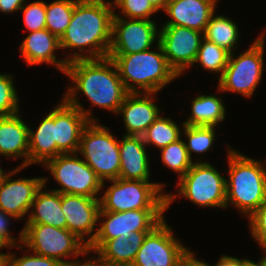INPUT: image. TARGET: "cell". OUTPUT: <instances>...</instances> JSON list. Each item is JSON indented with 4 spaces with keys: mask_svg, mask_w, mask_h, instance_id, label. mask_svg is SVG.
Instances as JSON below:
<instances>
[{
    "mask_svg": "<svg viewBox=\"0 0 266 266\" xmlns=\"http://www.w3.org/2000/svg\"><path fill=\"white\" fill-rule=\"evenodd\" d=\"M75 85L68 87L64 99L80 110L89 121H98L90 110L84 109L77 99L83 93L91 102L117 114L126 95L129 93L119 77L115 63L110 57L100 59H80L68 62L64 73Z\"/></svg>",
    "mask_w": 266,
    "mask_h": 266,
    "instance_id": "cell-1",
    "label": "cell"
},
{
    "mask_svg": "<svg viewBox=\"0 0 266 266\" xmlns=\"http://www.w3.org/2000/svg\"><path fill=\"white\" fill-rule=\"evenodd\" d=\"M114 8L111 1L76 0L70 23L60 38L61 49H78L68 62L108 57ZM85 53V54H84Z\"/></svg>",
    "mask_w": 266,
    "mask_h": 266,
    "instance_id": "cell-2",
    "label": "cell"
},
{
    "mask_svg": "<svg viewBox=\"0 0 266 266\" xmlns=\"http://www.w3.org/2000/svg\"><path fill=\"white\" fill-rule=\"evenodd\" d=\"M227 148L225 208L232 204L249 218L266 201V163Z\"/></svg>",
    "mask_w": 266,
    "mask_h": 266,
    "instance_id": "cell-3",
    "label": "cell"
},
{
    "mask_svg": "<svg viewBox=\"0 0 266 266\" xmlns=\"http://www.w3.org/2000/svg\"><path fill=\"white\" fill-rule=\"evenodd\" d=\"M157 50L158 52L148 49L131 54H108L129 93H157L179 77L169 66L158 42Z\"/></svg>",
    "mask_w": 266,
    "mask_h": 266,
    "instance_id": "cell-4",
    "label": "cell"
},
{
    "mask_svg": "<svg viewBox=\"0 0 266 266\" xmlns=\"http://www.w3.org/2000/svg\"><path fill=\"white\" fill-rule=\"evenodd\" d=\"M100 198V211L125 212L140 209H167L176 194L163 193V183L114 179Z\"/></svg>",
    "mask_w": 266,
    "mask_h": 266,
    "instance_id": "cell-5",
    "label": "cell"
},
{
    "mask_svg": "<svg viewBox=\"0 0 266 266\" xmlns=\"http://www.w3.org/2000/svg\"><path fill=\"white\" fill-rule=\"evenodd\" d=\"M18 249L28 247L29 251L40 256L53 258L64 266H79L89 259L82 261L63 260L64 258L88 255V246L67 228H56L47 224H25L19 234Z\"/></svg>",
    "mask_w": 266,
    "mask_h": 266,
    "instance_id": "cell-6",
    "label": "cell"
},
{
    "mask_svg": "<svg viewBox=\"0 0 266 266\" xmlns=\"http://www.w3.org/2000/svg\"><path fill=\"white\" fill-rule=\"evenodd\" d=\"M105 185L106 180L119 178V140L109 129L90 121L82 131L78 152Z\"/></svg>",
    "mask_w": 266,
    "mask_h": 266,
    "instance_id": "cell-7",
    "label": "cell"
},
{
    "mask_svg": "<svg viewBox=\"0 0 266 266\" xmlns=\"http://www.w3.org/2000/svg\"><path fill=\"white\" fill-rule=\"evenodd\" d=\"M263 32L244 53L235 57L230 54L228 64L219 79L218 91H230L251 97L263 75L264 43Z\"/></svg>",
    "mask_w": 266,
    "mask_h": 266,
    "instance_id": "cell-8",
    "label": "cell"
},
{
    "mask_svg": "<svg viewBox=\"0 0 266 266\" xmlns=\"http://www.w3.org/2000/svg\"><path fill=\"white\" fill-rule=\"evenodd\" d=\"M43 166L50 170L54 180L61 186L60 189H52L60 194L99 198L97 195L104 187L102 180L81 157L79 158L78 153L60 154Z\"/></svg>",
    "mask_w": 266,
    "mask_h": 266,
    "instance_id": "cell-9",
    "label": "cell"
},
{
    "mask_svg": "<svg viewBox=\"0 0 266 266\" xmlns=\"http://www.w3.org/2000/svg\"><path fill=\"white\" fill-rule=\"evenodd\" d=\"M178 196L201 207L226 206V178L209 162H194L177 182Z\"/></svg>",
    "mask_w": 266,
    "mask_h": 266,
    "instance_id": "cell-10",
    "label": "cell"
},
{
    "mask_svg": "<svg viewBox=\"0 0 266 266\" xmlns=\"http://www.w3.org/2000/svg\"><path fill=\"white\" fill-rule=\"evenodd\" d=\"M167 209H140L125 212L99 211L98 221L101 225L93 242L88 246V253H95L107 240L123 235L129 237L136 231H151L165 217ZM101 218V219H100Z\"/></svg>",
    "mask_w": 266,
    "mask_h": 266,
    "instance_id": "cell-11",
    "label": "cell"
},
{
    "mask_svg": "<svg viewBox=\"0 0 266 266\" xmlns=\"http://www.w3.org/2000/svg\"><path fill=\"white\" fill-rule=\"evenodd\" d=\"M165 222L164 218L147 233L131 266H177L191 251Z\"/></svg>",
    "mask_w": 266,
    "mask_h": 266,
    "instance_id": "cell-12",
    "label": "cell"
},
{
    "mask_svg": "<svg viewBox=\"0 0 266 266\" xmlns=\"http://www.w3.org/2000/svg\"><path fill=\"white\" fill-rule=\"evenodd\" d=\"M159 41L169 66L181 76L195 64L203 33L184 26H161Z\"/></svg>",
    "mask_w": 266,
    "mask_h": 266,
    "instance_id": "cell-13",
    "label": "cell"
},
{
    "mask_svg": "<svg viewBox=\"0 0 266 266\" xmlns=\"http://www.w3.org/2000/svg\"><path fill=\"white\" fill-rule=\"evenodd\" d=\"M116 14L112 21V39L108 54H131L148 50L159 41V29L153 20L126 19Z\"/></svg>",
    "mask_w": 266,
    "mask_h": 266,
    "instance_id": "cell-14",
    "label": "cell"
},
{
    "mask_svg": "<svg viewBox=\"0 0 266 266\" xmlns=\"http://www.w3.org/2000/svg\"><path fill=\"white\" fill-rule=\"evenodd\" d=\"M61 206L66 219V228L89 246L97 234L94 228L98 224L100 198L61 194Z\"/></svg>",
    "mask_w": 266,
    "mask_h": 266,
    "instance_id": "cell-15",
    "label": "cell"
},
{
    "mask_svg": "<svg viewBox=\"0 0 266 266\" xmlns=\"http://www.w3.org/2000/svg\"><path fill=\"white\" fill-rule=\"evenodd\" d=\"M22 169L17 166L8 172L0 185V210L18 220L29 214L36 193L44 185V177L11 179Z\"/></svg>",
    "mask_w": 266,
    "mask_h": 266,
    "instance_id": "cell-16",
    "label": "cell"
},
{
    "mask_svg": "<svg viewBox=\"0 0 266 266\" xmlns=\"http://www.w3.org/2000/svg\"><path fill=\"white\" fill-rule=\"evenodd\" d=\"M90 121L64 98L55 107L56 156L78 152L81 134Z\"/></svg>",
    "mask_w": 266,
    "mask_h": 266,
    "instance_id": "cell-17",
    "label": "cell"
},
{
    "mask_svg": "<svg viewBox=\"0 0 266 266\" xmlns=\"http://www.w3.org/2000/svg\"><path fill=\"white\" fill-rule=\"evenodd\" d=\"M156 93H128L117 114H122L125 135L142 136L160 116L161 110L154 103Z\"/></svg>",
    "mask_w": 266,
    "mask_h": 266,
    "instance_id": "cell-18",
    "label": "cell"
},
{
    "mask_svg": "<svg viewBox=\"0 0 266 266\" xmlns=\"http://www.w3.org/2000/svg\"><path fill=\"white\" fill-rule=\"evenodd\" d=\"M218 0H170L164 12L170 17L162 26H184L204 33Z\"/></svg>",
    "mask_w": 266,
    "mask_h": 266,
    "instance_id": "cell-19",
    "label": "cell"
},
{
    "mask_svg": "<svg viewBox=\"0 0 266 266\" xmlns=\"http://www.w3.org/2000/svg\"><path fill=\"white\" fill-rule=\"evenodd\" d=\"M56 49L60 48V39L46 28L30 32L20 45L21 56L30 66L37 64H53L58 70L65 73L68 61L57 59Z\"/></svg>",
    "mask_w": 266,
    "mask_h": 266,
    "instance_id": "cell-20",
    "label": "cell"
},
{
    "mask_svg": "<svg viewBox=\"0 0 266 266\" xmlns=\"http://www.w3.org/2000/svg\"><path fill=\"white\" fill-rule=\"evenodd\" d=\"M0 155L19 159V167L29 166V126L21 119L20 112L11 116H0Z\"/></svg>",
    "mask_w": 266,
    "mask_h": 266,
    "instance_id": "cell-21",
    "label": "cell"
},
{
    "mask_svg": "<svg viewBox=\"0 0 266 266\" xmlns=\"http://www.w3.org/2000/svg\"><path fill=\"white\" fill-rule=\"evenodd\" d=\"M146 147L142 136L124 135L119 141L120 179L150 181Z\"/></svg>",
    "mask_w": 266,
    "mask_h": 266,
    "instance_id": "cell-22",
    "label": "cell"
},
{
    "mask_svg": "<svg viewBox=\"0 0 266 266\" xmlns=\"http://www.w3.org/2000/svg\"><path fill=\"white\" fill-rule=\"evenodd\" d=\"M150 231H136L128 238L120 235L117 238L107 240L95 253L97 257L91 260L97 266H131L132 262L142 246L143 240Z\"/></svg>",
    "mask_w": 266,
    "mask_h": 266,
    "instance_id": "cell-23",
    "label": "cell"
},
{
    "mask_svg": "<svg viewBox=\"0 0 266 266\" xmlns=\"http://www.w3.org/2000/svg\"><path fill=\"white\" fill-rule=\"evenodd\" d=\"M48 182L44 177V185L36 193L32 202L26 224H47L56 228L66 229V219L61 206V194L54 190L46 192L42 189Z\"/></svg>",
    "mask_w": 266,
    "mask_h": 266,
    "instance_id": "cell-24",
    "label": "cell"
},
{
    "mask_svg": "<svg viewBox=\"0 0 266 266\" xmlns=\"http://www.w3.org/2000/svg\"><path fill=\"white\" fill-rule=\"evenodd\" d=\"M56 157L55 108L46 115L35 131L29 127V165L45 164Z\"/></svg>",
    "mask_w": 266,
    "mask_h": 266,
    "instance_id": "cell-25",
    "label": "cell"
},
{
    "mask_svg": "<svg viewBox=\"0 0 266 266\" xmlns=\"http://www.w3.org/2000/svg\"><path fill=\"white\" fill-rule=\"evenodd\" d=\"M226 109L222 99L215 95H198L191 104V114L183 121L187 126L216 127L224 121Z\"/></svg>",
    "mask_w": 266,
    "mask_h": 266,
    "instance_id": "cell-26",
    "label": "cell"
},
{
    "mask_svg": "<svg viewBox=\"0 0 266 266\" xmlns=\"http://www.w3.org/2000/svg\"><path fill=\"white\" fill-rule=\"evenodd\" d=\"M238 26L228 16L215 15L211 16L203 36L208 41L215 43L217 46L225 49L230 54L234 53L239 40Z\"/></svg>",
    "mask_w": 266,
    "mask_h": 266,
    "instance_id": "cell-27",
    "label": "cell"
},
{
    "mask_svg": "<svg viewBox=\"0 0 266 266\" xmlns=\"http://www.w3.org/2000/svg\"><path fill=\"white\" fill-rule=\"evenodd\" d=\"M180 127L171 118L160 116L146 129L142 135L146 146L155 145L162 149L179 140L182 136Z\"/></svg>",
    "mask_w": 266,
    "mask_h": 266,
    "instance_id": "cell-28",
    "label": "cell"
},
{
    "mask_svg": "<svg viewBox=\"0 0 266 266\" xmlns=\"http://www.w3.org/2000/svg\"><path fill=\"white\" fill-rule=\"evenodd\" d=\"M75 2L76 0H56L46 3V29L59 39L70 23Z\"/></svg>",
    "mask_w": 266,
    "mask_h": 266,
    "instance_id": "cell-29",
    "label": "cell"
},
{
    "mask_svg": "<svg viewBox=\"0 0 266 266\" xmlns=\"http://www.w3.org/2000/svg\"><path fill=\"white\" fill-rule=\"evenodd\" d=\"M229 56L230 53L225 49L203 38L195 63L201 64V66L209 72H220V79L228 64Z\"/></svg>",
    "mask_w": 266,
    "mask_h": 266,
    "instance_id": "cell-30",
    "label": "cell"
},
{
    "mask_svg": "<svg viewBox=\"0 0 266 266\" xmlns=\"http://www.w3.org/2000/svg\"><path fill=\"white\" fill-rule=\"evenodd\" d=\"M182 132L183 135H185V146L188 152V155L190 159L192 160V153H205L206 151H209L210 148H212L214 141H215V135L216 127L212 126H187L184 125L182 122Z\"/></svg>",
    "mask_w": 266,
    "mask_h": 266,
    "instance_id": "cell-31",
    "label": "cell"
},
{
    "mask_svg": "<svg viewBox=\"0 0 266 266\" xmlns=\"http://www.w3.org/2000/svg\"><path fill=\"white\" fill-rule=\"evenodd\" d=\"M162 163L179 174V180L192 167L193 160L190 159L185 141L179 139L160 149Z\"/></svg>",
    "mask_w": 266,
    "mask_h": 266,
    "instance_id": "cell-32",
    "label": "cell"
},
{
    "mask_svg": "<svg viewBox=\"0 0 266 266\" xmlns=\"http://www.w3.org/2000/svg\"><path fill=\"white\" fill-rule=\"evenodd\" d=\"M12 75L0 74V116L19 113L18 92L14 88Z\"/></svg>",
    "mask_w": 266,
    "mask_h": 266,
    "instance_id": "cell-33",
    "label": "cell"
},
{
    "mask_svg": "<svg viewBox=\"0 0 266 266\" xmlns=\"http://www.w3.org/2000/svg\"><path fill=\"white\" fill-rule=\"evenodd\" d=\"M112 5L128 19L151 20V15L158 12L149 0H113Z\"/></svg>",
    "mask_w": 266,
    "mask_h": 266,
    "instance_id": "cell-34",
    "label": "cell"
},
{
    "mask_svg": "<svg viewBox=\"0 0 266 266\" xmlns=\"http://www.w3.org/2000/svg\"><path fill=\"white\" fill-rule=\"evenodd\" d=\"M20 9L23 13L25 27L29 32L46 28V3L44 1L30 2Z\"/></svg>",
    "mask_w": 266,
    "mask_h": 266,
    "instance_id": "cell-35",
    "label": "cell"
},
{
    "mask_svg": "<svg viewBox=\"0 0 266 266\" xmlns=\"http://www.w3.org/2000/svg\"><path fill=\"white\" fill-rule=\"evenodd\" d=\"M16 257V258H15ZM6 266H64L58 260L34 254L18 257L15 253H7Z\"/></svg>",
    "mask_w": 266,
    "mask_h": 266,
    "instance_id": "cell-36",
    "label": "cell"
},
{
    "mask_svg": "<svg viewBox=\"0 0 266 266\" xmlns=\"http://www.w3.org/2000/svg\"><path fill=\"white\" fill-rule=\"evenodd\" d=\"M251 236L266 248V201L248 218Z\"/></svg>",
    "mask_w": 266,
    "mask_h": 266,
    "instance_id": "cell-37",
    "label": "cell"
},
{
    "mask_svg": "<svg viewBox=\"0 0 266 266\" xmlns=\"http://www.w3.org/2000/svg\"><path fill=\"white\" fill-rule=\"evenodd\" d=\"M11 218L14 217L0 210V245L5 248H14L19 245L18 239L10 234L9 223Z\"/></svg>",
    "mask_w": 266,
    "mask_h": 266,
    "instance_id": "cell-38",
    "label": "cell"
},
{
    "mask_svg": "<svg viewBox=\"0 0 266 266\" xmlns=\"http://www.w3.org/2000/svg\"><path fill=\"white\" fill-rule=\"evenodd\" d=\"M26 0H0V12L13 13L18 12L25 3Z\"/></svg>",
    "mask_w": 266,
    "mask_h": 266,
    "instance_id": "cell-39",
    "label": "cell"
},
{
    "mask_svg": "<svg viewBox=\"0 0 266 266\" xmlns=\"http://www.w3.org/2000/svg\"><path fill=\"white\" fill-rule=\"evenodd\" d=\"M177 266H207L205 260L199 261L193 251H190Z\"/></svg>",
    "mask_w": 266,
    "mask_h": 266,
    "instance_id": "cell-40",
    "label": "cell"
},
{
    "mask_svg": "<svg viewBox=\"0 0 266 266\" xmlns=\"http://www.w3.org/2000/svg\"><path fill=\"white\" fill-rule=\"evenodd\" d=\"M206 265L211 266L208 263H206ZM213 266H241V259L232 256H227L224 254L219 259V261Z\"/></svg>",
    "mask_w": 266,
    "mask_h": 266,
    "instance_id": "cell-41",
    "label": "cell"
},
{
    "mask_svg": "<svg viewBox=\"0 0 266 266\" xmlns=\"http://www.w3.org/2000/svg\"><path fill=\"white\" fill-rule=\"evenodd\" d=\"M170 0H149V2L153 5V7L157 10V11H160V10H165L166 6H167V3L169 2Z\"/></svg>",
    "mask_w": 266,
    "mask_h": 266,
    "instance_id": "cell-42",
    "label": "cell"
},
{
    "mask_svg": "<svg viewBox=\"0 0 266 266\" xmlns=\"http://www.w3.org/2000/svg\"><path fill=\"white\" fill-rule=\"evenodd\" d=\"M241 266H260V262L255 263L252 260H248L247 258L241 259Z\"/></svg>",
    "mask_w": 266,
    "mask_h": 266,
    "instance_id": "cell-43",
    "label": "cell"
},
{
    "mask_svg": "<svg viewBox=\"0 0 266 266\" xmlns=\"http://www.w3.org/2000/svg\"><path fill=\"white\" fill-rule=\"evenodd\" d=\"M7 253H0V266H6Z\"/></svg>",
    "mask_w": 266,
    "mask_h": 266,
    "instance_id": "cell-44",
    "label": "cell"
},
{
    "mask_svg": "<svg viewBox=\"0 0 266 266\" xmlns=\"http://www.w3.org/2000/svg\"><path fill=\"white\" fill-rule=\"evenodd\" d=\"M265 253H266V248H262ZM260 266H266V255L262 256V258L260 259Z\"/></svg>",
    "mask_w": 266,
    "mask_h": 266,
    "instance_id": "cell-45",
    "label": "cell"
},
{
    "mask_svg": "<svg viewBox=\"0 0 266 266\" xmlns=\"http://www.w3.org/2000/svg\"><path fill=\"white\" fill-rule=\"evenodd\" d=\"M1 166V165H0ZM6 176V173L2 170V168L0 167V185L3 182L4 177Z\"/></svg>",
    "mask_w": 266,
    "mask_h": 266,
    "instance_id": "cell-46",
    "label": "cell"
},
{
    "mask_svg": "<svg viewBox=\"0 0 266 266\" xmlns=\"http://www.w3.org/2000/svg\"><path fill=\"white\" fill-rule=\"evenodd\" d=\"M79 266H97L91 259H89L86 263Z\"/></svg>",
    "mask_w": 266,
    "mask_h": 266,
    "instance_id": "cell-47",
    "label": "cell"
}]
</instances>
